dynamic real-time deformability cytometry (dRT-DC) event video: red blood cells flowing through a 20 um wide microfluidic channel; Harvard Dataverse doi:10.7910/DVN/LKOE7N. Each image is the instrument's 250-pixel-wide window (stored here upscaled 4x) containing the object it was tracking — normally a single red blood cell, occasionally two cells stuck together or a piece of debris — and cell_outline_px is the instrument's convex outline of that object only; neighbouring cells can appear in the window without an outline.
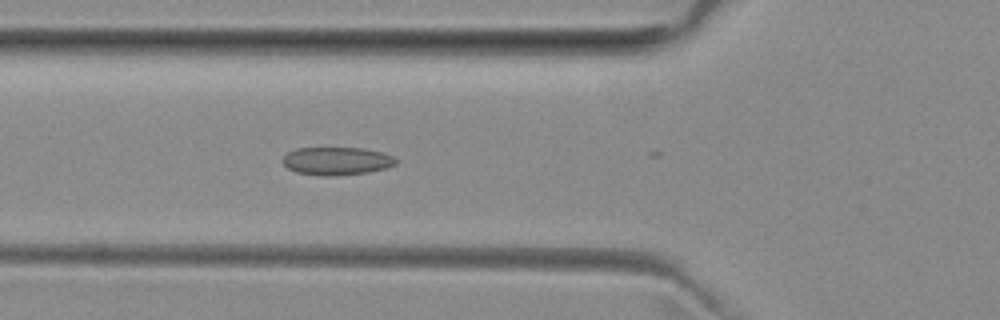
{"species": "common noctule bat (a hibernating species)", "species_latin": "Nyctalus noctula", "temperature_condition": "room temperature", "stored_images_in_passage": 18, "camera_frame_rate_fps": 3000, "um_per_image_px": 0.085, "animal": {"sex": "female", "body_mass_g": 29.2, "forearm_length_mm": 56.3}, "frame": {"image": 1, "passage_image": 17, "time_ms": 5.333, "image_size_px": [1000, 320], "cell_outline_px": [[396, 164], [384, 168], [368, 172], [336, 176], [324, 176], [296, 172], [288, 168], [280, 160], [288, 152], [296, 148], [364, 148], [396, 156]], "centroid_in_image_um": [28.6, 13.68], "position_along_channel_um": 97.2, "area_um2": 18.5}}